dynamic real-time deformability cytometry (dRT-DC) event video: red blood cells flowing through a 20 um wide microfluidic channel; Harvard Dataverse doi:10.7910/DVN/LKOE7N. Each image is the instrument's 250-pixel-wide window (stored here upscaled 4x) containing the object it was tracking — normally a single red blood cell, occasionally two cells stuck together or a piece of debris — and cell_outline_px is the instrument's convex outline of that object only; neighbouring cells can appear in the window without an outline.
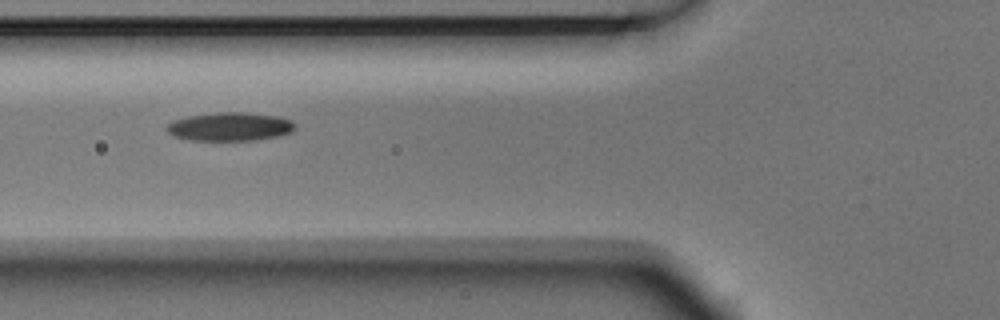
{"species": "Egyptian fruit bat (a non-hibernating species)", "species_latin": "Rousettus aegyptiacus", "temperature_condition": "room temperature", "stored_images_in_passage": 14, "camera_frame_rate_fps": 3000, "um_per_image_px": 0.085, "animal": {"sex": "male"}, "frame": {"image": 1, "passage_image": 5, "time_ms": 1.333, "image_size_px": [1000, 320], "cell_outline_px": [[296, 128], [292, 132], [280, 136], [256, 140], [192, 140], [176, 136], [168, 132], [168, 124], [172, 120], [188, 116], [216, 112], [244, 112], [280, 116], [292, 120], [296, 124]], "centroid_in_image_um": [19.62, 10.75], "position_along_channel_um": 106.2, "area_um2": 21.44}}
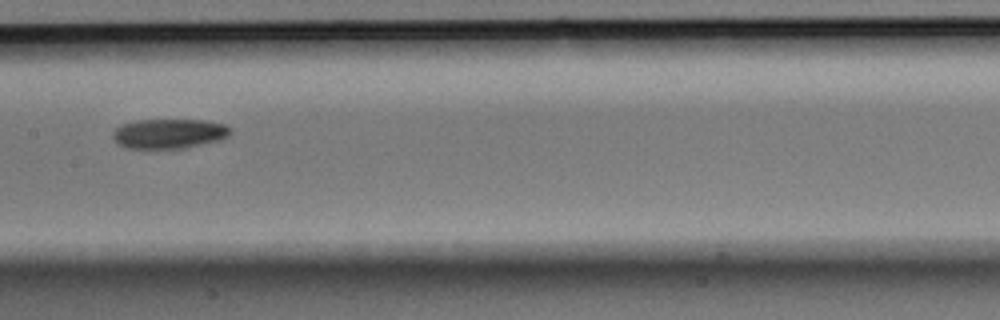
{"frame": {"image": 2, "passage_image": 7, "time_ms": 2.0, "image_size_px": [1000, 320], "cell_outline_px": [[232, 132], [228, 136], [220, 140], [184, 148], [128, 148], [120, 144], [112, 136], [112, 132], [120, 124], [136, 120], [204, 120], [224, 124], [232, 128]], "centroid_in_image_um": [14.39, 11.34], "position_along_channel_um": 193.0, "area_um2": 20.35}}
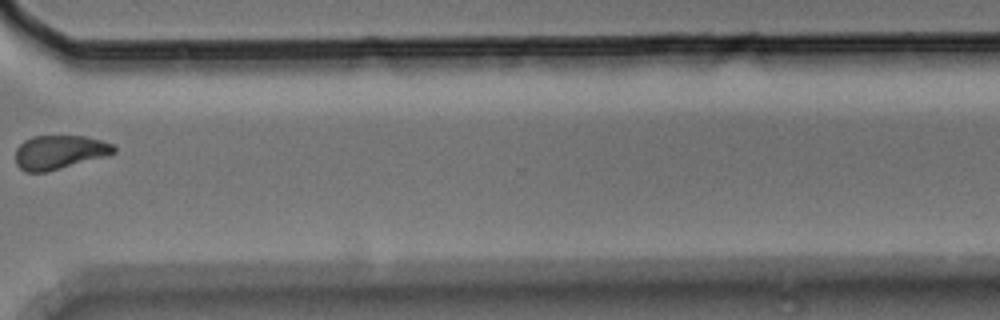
{"frame": {"image": 3, "passage_image": 11, "time_ms": 3.333, "image_size_px": [1000, 320], "cell_outline_px": [[116, 152], [108, 156], [44, 172], [24, 172], [16, 164], [16, 148], [24, 140], [32, 136], [84, 136], [100, 140], [112, 144], [116, 148]], "centroid_in_image_um": [5.05, 12.93], "position_along_channel_um": 365.6, "area_um2": 19.42}}